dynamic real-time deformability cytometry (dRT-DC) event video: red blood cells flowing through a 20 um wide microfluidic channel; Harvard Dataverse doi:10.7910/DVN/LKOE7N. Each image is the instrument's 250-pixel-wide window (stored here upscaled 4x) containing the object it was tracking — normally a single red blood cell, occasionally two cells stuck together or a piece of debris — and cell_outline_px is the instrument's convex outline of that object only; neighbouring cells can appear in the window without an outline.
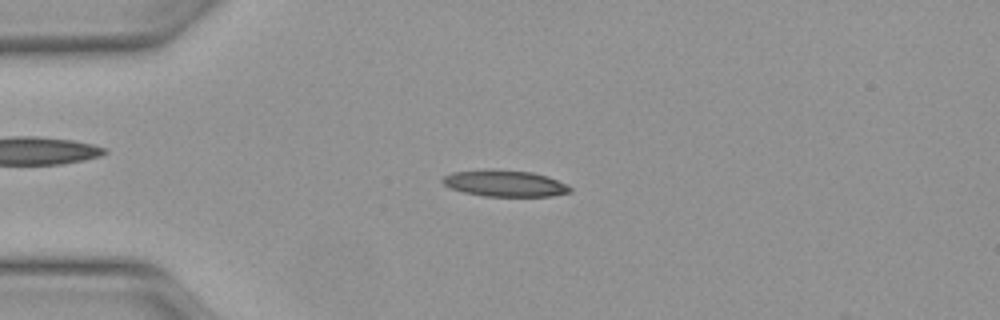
{"species": "Egyptian fruit bat (a non-hibernating species)", "species_latin": "Rousettus aegyptiacus", "temperature_condition": "warm", "stored_images_in_passage": 49, "camera_frame_rate_fps": 3000, "um_per_image_px": 0.085, "animal": {"sex": "female"}, "frame": {"image": 1, "passage_image": 12, "time_ms": 3.667, "image_size_px": [1000, 320], "cell_outline_px": [[572, 192], [552, 196], [484, 196], [464, 192], [452, 188], [444, 184], [440, 180], [444, 176], [452, 172], [488, 168], [492, 168], [532, 172], [548, 176], [568, 184], [572, 188]], "centroid_in_image_um": [42.93, 15.57], "position_along_channel_um": 42.1, "area_um2": 19.94}}
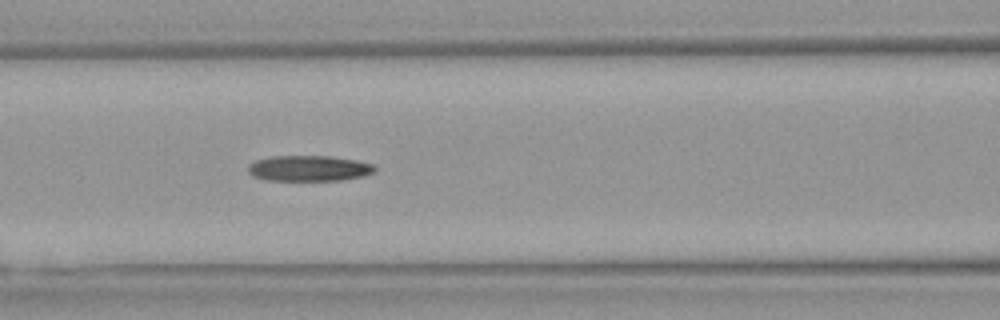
{"frame": {"image": 2, "passage_image": 21, "time_ms": 6.667, "image_size_px": [1000, 320], "cell_outline_px": [[376, 168], [372, 172], [364, 176], [340, 180], [268, 180], [252, 176], [248, 172], [248, 164], [256, 160], [268, 156], [332, 156], [356, 160], [372, 164]], "centroid_in_image_um": [26.22, 14.3], "position_along_channel_um": 140.4, "area_um2": 18.96}}
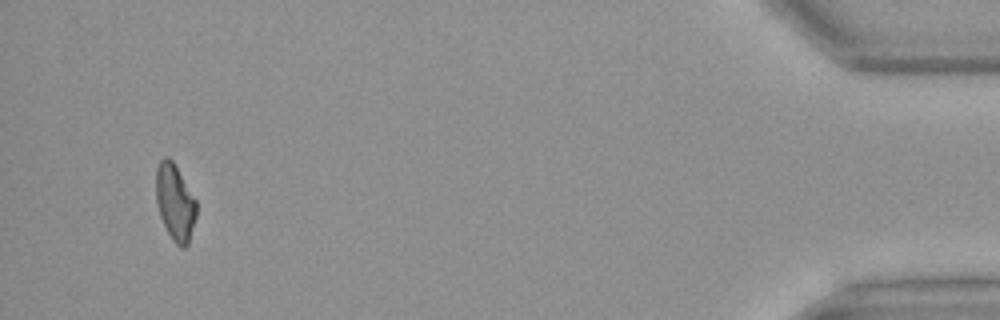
{"frame": {"image": 3, "passage_image": 47, "time_ms": 15.333, "image_size_px": [1000, 320], "cell_outline_px": [[196, 216], [188, 244], [184, 248], [180, 248], [172, 240], [160, 216], [156, 204], [156, 168], [160, 160], [164, 156], [168, 156], [172, 160], [196, 200]], "centroid_in_image_um": [14.86, 17.2], "position_along_channel_um": 420.3, "area_um2": 17.92}}